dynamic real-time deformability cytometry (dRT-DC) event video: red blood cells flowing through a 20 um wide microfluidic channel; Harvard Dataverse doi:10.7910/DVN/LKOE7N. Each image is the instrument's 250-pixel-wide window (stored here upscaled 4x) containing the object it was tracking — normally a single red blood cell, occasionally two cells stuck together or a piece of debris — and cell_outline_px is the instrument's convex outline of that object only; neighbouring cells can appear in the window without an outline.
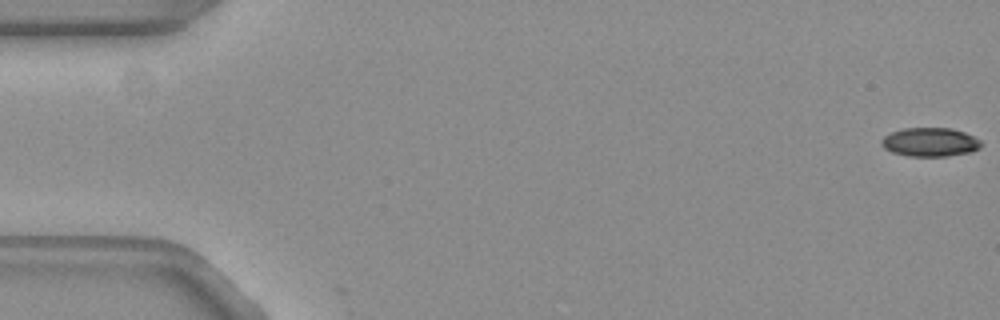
{"species": "common noctule bat (a hibernating species)", "species_latin": "Nyctalus noctula", "temperature_condition": "warm", "stored_images_in_passage": 4, "camera_frame_rate_fps": 3000, "um_per_image_px": 0.085, "animal": {"sex": "female", "body_mass_g": 19.3, "forearm_length_mm": 54.1}, "frame": {"image": 1, "passage_image": 1, "time_ms": 0.0, "image_size_px": [1000, 320], "cell_outline_px": [[980, 148], [968, 152], [944, 156], [908, 156], [892, 152], [884, 148], [880, 144], [880, 140], [884, 136], [892, 132], [904, 128], [952, 128], [964, 132], [980, 140]], "centroid_in_image_um": [79.01, 12.07], "position_along_channel_um": 6.0, "area_um2": 16.59}}